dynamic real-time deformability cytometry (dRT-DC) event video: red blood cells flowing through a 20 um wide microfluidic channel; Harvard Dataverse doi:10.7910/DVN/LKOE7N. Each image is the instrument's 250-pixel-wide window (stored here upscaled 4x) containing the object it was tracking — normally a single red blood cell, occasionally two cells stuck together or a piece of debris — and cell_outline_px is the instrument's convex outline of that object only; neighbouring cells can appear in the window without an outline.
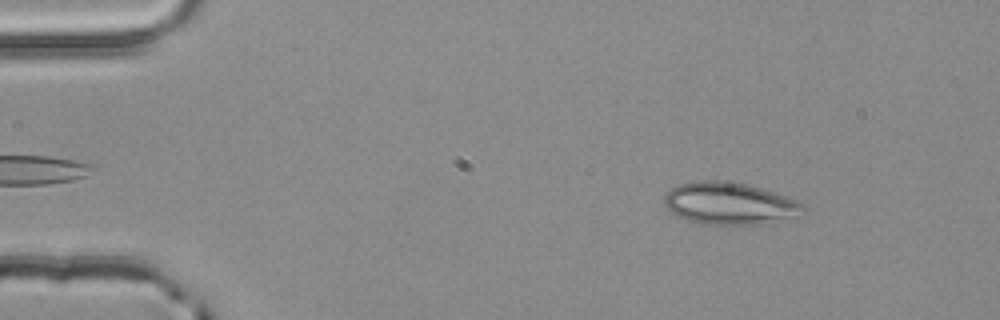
{"species": "common noctule bat (a hibernating species)", "species_latin": "Nyctalus noctula", "temperature_condition": "room temperature", "stored_images_in_passage": 3, "segment_of_instrument_passage": [1, 2], "camera_frame_rate_fps": 3000, "um_per_image_px": 0.085, "animal": {"sex": "male", "body_mass_g": 20.4}, "frame": {"image": 1, "passage_image": 1, "time_ms": 0.0, "image_size_px": [1000, 320], "cell_outline_px": [[804, 208], [764, 224], [700, 224], [688, 220], [672, 212], [664, 204], [664, 196], [672, 188], [680, 184], [700, 180], [716, 180], [744, 184], [760, 188], [800, 200], [804, 204]], "centroid_in_image_um": [61.91, 17.27], "position_along_channel_um": 23.1, "area_um2": 33.06}}